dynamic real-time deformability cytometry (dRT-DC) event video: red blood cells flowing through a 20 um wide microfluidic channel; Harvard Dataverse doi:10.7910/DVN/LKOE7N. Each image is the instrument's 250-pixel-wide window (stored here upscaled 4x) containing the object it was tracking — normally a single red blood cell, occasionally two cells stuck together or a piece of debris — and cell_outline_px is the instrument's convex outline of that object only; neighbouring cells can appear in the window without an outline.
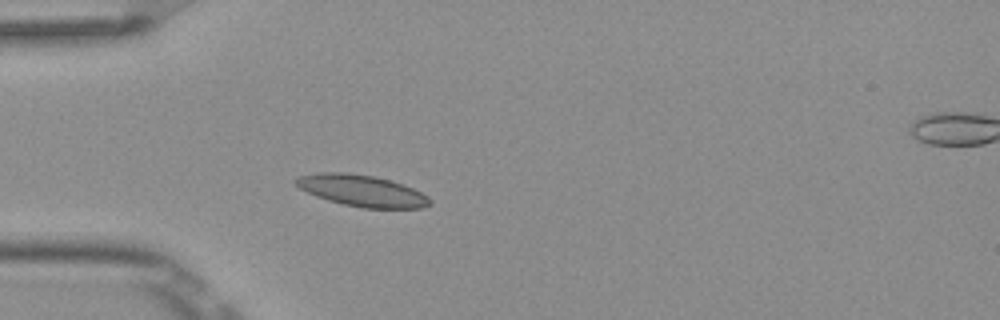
{"species": "Egyptian fruit bat (a non-hibernating species)", "species_latin": "Rousettus aegyptiacus", "temperature_condition": "room temperature", "stored_images_in_passage": 4, "camera_frame_rate_fps": 3000, "um_per_image_px": 0.085, "frame": {"image": 1, "passage_image": 3, "time_ms": 0.667, "image_size_px": [1000, 320], "cell_outline_px": [[432, 204], [424, 208], [360, 208], [328, 200], [316, 196], [292, 184], [292, 180], [296, 176], [316, 172], [344, 172], [376, 176], [404, 184], [428, 196], [432, 200]], "centroid_in_image_um": [30.73, 16.2], "position_along_channel_um": 54.3, "area_um2": 24.97}}